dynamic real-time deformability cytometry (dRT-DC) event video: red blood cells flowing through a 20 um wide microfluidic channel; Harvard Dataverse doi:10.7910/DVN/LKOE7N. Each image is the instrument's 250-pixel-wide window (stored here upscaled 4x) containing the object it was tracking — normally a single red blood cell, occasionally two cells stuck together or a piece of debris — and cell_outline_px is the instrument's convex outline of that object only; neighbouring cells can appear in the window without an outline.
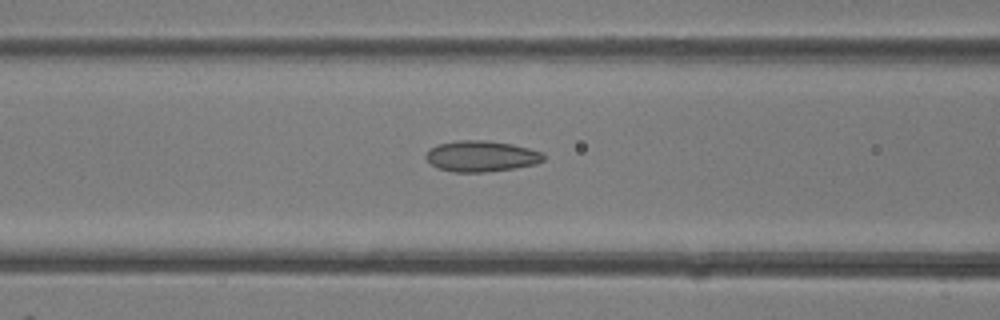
{"species": "common noctule bat (a hibernating species)", "species_latin": "Nyctalus noctula", "temperature_condition": "room temperature", "stored_images_in_passage": 8, "camera_frame_rate_fps": 3000, "um_per_image_px": 0.085, "animal": {"sex": "female"}, "frame": {"image": 1, "passage_image": 4, "time_ms": 1.0, "image_size_px": [1000, 320], "cell_outline_px": [[544, 160], [536, 164], [512, 168], [484, 172], [452, 172], [436, 168], [424, 156], [436, 144], [456, 140], [484, 140], [512, 144], [544, 152]], "centroid_in_image_um": [40.9, 13.27], "position_along_channel_um": 125.7, "area_um2": 21.21}}
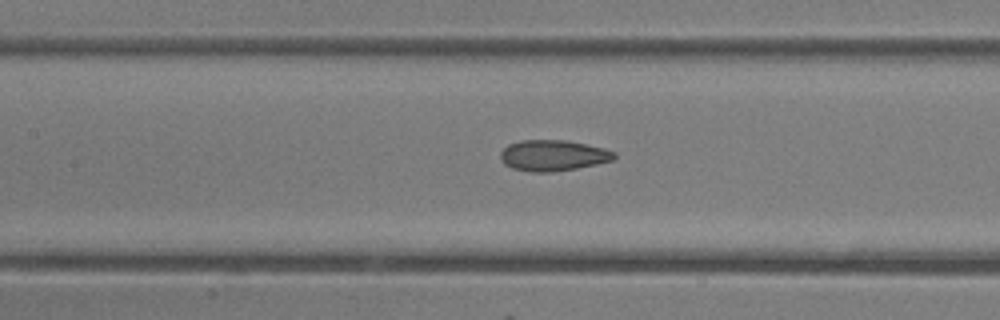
{"frame": {"image": 2, "passage_image": 6, "time_ms": 1.667, "image_size_px": [1000, 320], "cell_outline_px": [[616, 156], [612, 160], [596, 164], [576, 168], [552, 172], [532, 172], [512, 168], [504, 164], [500, 160], [500, 152], [508, 144], [520, 140], [564, 140], [604, 148], [616, 152]], "centroid_in_image_um": [46.97, 13.21], "position_along_channel_um": 160.4, "area_um2": 20.46}}